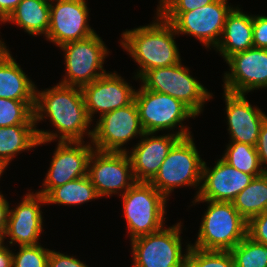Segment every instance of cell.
I'll list each match as a JSON object with an SVG mask.
<instances>
[{"label":"cell","mask_w":267,"mask_h":267,"mask_svg":"<svg viewBox=\"0 0 267 267\" xmlns=\"http://www.w3.org/2000/svg\"><path fill=\"white\" fill-rule=\"evenodd\" d=\"M47 117L57 132L36 129L38 145L52 142L57 138L58 141L65 142L84 141L86 134L91 141L93 129L89 128L92 121L88 117L80 87L57 83L49 89H36L35 125Z\"/></svg>","instance_id":"6da1fadb"},{"label":"cell","mask_w":267,"mask_h":267,"mask_svg":"<svg viewBox=\"0 0 267 267\" xmlns=\"http://www.w3.org/2000/svg\"><path fill=\"white\" fill-rule=\"evenodd\" d=\"M156 20L149 25L127 30L121 35L120 45L139 65L135 79H140L148 70L168 67L181 62L176 45V33L172 24L158 12Z\"/></svg>","instance_id":"7a4b0ae2"},{"label":"cell","mask_w":267,"mask_h":267,"mask_svg":"<svg viewBox=\"0 0 267 267\" xmlns=\"http://www.w3.org/2000/svg\"><path fill=\"white\" fill-rule=\"evenodd\" d=\"M207 202L208 207L202 216L198 237L190 246L203 250L230 251L247 236L246 221L232 202L193 200Z\"/></svg>","instance_id":"3957f363"},{"label":"cell","mask_w":267,"mask_h":267,"mask_svg":"<svg viewBox=\"0 0 267 267\" xmlns=\"http://www.w3.org/2000/svg\"><path fill=\"white\" fill-rule=\"evenodd\" d=\"M193 140V135L180 138L150 181L167 199L174 189L182 186L198 189L194 198L199 194L204 161Z\"/></svg>","instance_id":"277c9868"},{"label":"cell","mask_w":267,"mask_h":267,"mask_svg":"<svg viewBox=\"0 0 267 267\" xmlns=\"http://www.w3.org/2000/svg\"><path fill=\"white\" fill-rule=\"evenodd\" d=\"M120 197L130 240L164 228L168 199L150 182H136Z\"/></svg>","instance_id":"5b68a950"},{"label":"cell","mask_w":267,"mask_h":267,"mask_svg":"<svg viewBox=\"0 0 267 267\" xmlns=\"http://www.w3.org/2000/svg\"><path fill=\"white\" fill-rule=\"evenodd\" d=\"M134 101L145 132L174 131L178 127V131L173 133L181 138L192 135L190 127L182 122L190 117L195 118L196 115L180 100L168 94L147 90L141 85L136 90Z\"/></svg>","instance_id":"8992f818"},{"label":"cell","mask_w":267,"mask_h":267,"mask_svg":"<svg viewBox=\"0 0 267 267\" xmlns=\"http://www.w3.org/2000/svg\"><path fill=\"white\" fill-rule=\"evenodd\" d=\"M139 80L147 90L168 94L180 100L197 117L202 113L205 102L213 97V93L193 78L189 68L182 65V62L150 69Z\"/></svg>","instance_id":"52a82bcc"},{"label":"cell","mask_w":267,"mask_h":267,"mask_svg":"<svg viewBox=\"0 0 267 267\" xmlns=\"http://www.w3.org/2000/svg\"><path fill=\"white\" fill-rule=\"evenodd\" d=\"M181 221L131 241L133 267H185Z\"/></svg>","instance_id":"ba28073f"},{"label":"cell","mask_w":267,"mask_h":267,"mask_svg":"<svg viewBox=\"0 0 267 267\" xmlns=\"http://www.w3.org/2000/svg\"><path fill=\"white\" fill-rule=\"evenodd\" d=\"M228 0H215L211 4L201 6L183 13H159L170 22L178 34L194 36L206 48L215 49L222 37L228 14L234 8Z\"/></svg>","instance_id":"9c48e42d"},{"label":"cell","mask_w":267,"mask_h":267,"mask_svg":"<svg viewBox=\"0 0 267 267\" xmlns=\"http://www.w3.org/2000/svg\"><path fill=\"white\" fill-rule=\"evenodd\" d=\"M64 51L66 73L59 82L67 86L82 87L105 75L103 68L109 51L98 34L60 46Z\"/></svg>","instance_id":"30bf717a"},{"label":"cell","mask_w":267,"mask_h":267,"mask_svg":"<svg viewBox=\"0 0 267 267\" xmlns=\"http://www.w3.org/2000/svg\"><path fill=\"white\" fill-rule=\"evenodd\" d=\"M145 133L133 101L127 106L103 114L93 128L91 143L94 149L105 152H127L125 143Z\"/></svg>","instance_id":"8fae6325"},{"label":"cell","mask_w":267,"mask_h":267,"mask_svg":"<svg viewBox=\"0 0 267 267\" xmlns=\"http://www.w3.org/2000/svg\"><path fill=\"white\" fill-rule=\"evenodd\" d=\"M87 176L100 198L112 194L121 196L136 183L127 152L94 149L89 158Z\"/></svg>","instance_id":"7c38bea8"},{"label":"cell","mask_w":267,"mask_h":267,"mask_svg":"<svg viewBox=\"0 0 267 267\" xmlns=\"http://www.w3.org/2000/svg\"><path fill=\"white\" fill-rule=\"evenodd\" d=\"M86 0H58L50 4L47 40L58 47L86 39L96 33L88 24Z\"/></svg>","instance_id":"4fadbf2b"},{"label":"cell","mask_w":267,"mask_h":267,"mask_svg":"<svg viewBox=\"0 0 267 267\" xmlns=\"http://www.w3.org/2000/svg\"><path fill=\"white\" fill-rule=\"evenodd\" d=\"M85 141H58L50 167L43 180L42 190L37 194L45 196L52 188L87 176L89 158L94 150L92 143Z\"/></svg>","instance_id":"5bb4252c"},{"label":"cell","mask_w":267,"mask_h":267,"mask_svg":"<svg viewBox=\"0 0 267 267\" xmlns=\"http://www.w3.org/2000/svg\"><path fill=\"white\" fill-rule=\"evenodd\" d=\"M229 70L224 74V91L247 94L267 88V49L250 48L228 57Z\"/></svg>","instance_id":"9a60e30c"},{"label":"cell","mask_w":267,"mask_h":267,"mask_svg":"<svg viewBox=\"0 0 267 267\" xmlns=\"http://www.w3.org/2000/svg\"><path fill=\"white\" fill-rule=\"evenodd\" d=\"M117 72L106 73L99 79L81 87L88 117L93 122L94 114H103L131 104L136 90Z\"/></svg>","instance_id":"2e32d148"},{"label":"cell","mask_w":267,"mask_h":267,"mask_svg":"<svg viewBox=\"0 0 267 267\" xmlns=\"http://www.w3.org/2000/svg\"><path fill=\"white\" fill-rule=\"evenodd\" d=\"M45 197L36 192H29L14 209H10L8 224L3 234V241L10 238L9 245L19 246L40 244L43 230L41 205H45Z\"/></svg>","instance_id":"e0dca14e"},{"label":"cell","mask_w":267,"mask_h":267,"mask_svg":"<svg viewBox=\"0 0 267 267\" xmlns=\"http://www.w3.org/2000/svg\"><path fill=\"white\" fill-rule=\"evenodd\" d=\"M215 163L213 168H209L206 162H203L202 184L194 200L232 202L254 179L253 175L237 170L222 158Z\"/></svg>","instance_id":"ac0fdd59"},{"label":"cell","mask_w":267,"mask_h":267,"mask_svg":"<svg viewBox=\"0 0 267 267\" xmlns=\"http://www.w3.org/2000/svg\"><path fill=\"white\" fill-rule=\"evenodd\" d=\"M155 134L145 132L130 153L127 151L136 182H150L174 144L181 138L171 132L159 136H154Z\"/></svg>","instance_id":"d6986e66"},{"label":"cell","mask_w":267,"mask_h":267,"mask_svg":"<svg viewBox=\"0 0 267 267\" xmlns=\"http://www.w3.org/2000/svg\"><path fill=\"white\" fill-rule=\"evenodd\" d=\"M226 119L230 142H240L256 146L262 123L267 118L265 112L252 106L245 94L224 91Z\"/></svg>","instance_id":"ffe728a7"},{"label":"cell","mask_w":267,"mask_h":267,"mask_svg":"<svg viewBox=\"0 0 267 267\" xmlns=\"http://www.w3.org/2000/svg\"><path fill=\"white\" fill-rule=\"evenodd\" d=\"M15 60L1 38L0 98L25 101L34 110L37 87Z\"/></svg>","instance_id":"44dd1931"},{"label":"cell","mask_w":267,"mask_h":267,"mask_svg":"<svg viewBox=\"0 0 267 267\" xmlns=\"http://www.w3.org/2000/svg\"><path fill=\"white\" fill-rule=\"evenodd\" d=\"M253 15L245 14L241 8L234 7L228 14L222 37L215 50L226 60L235 53L254 47Z\"/></svg>","instance_id":"7402d4cb"},{"label":"cell","mask_w":267,"mask_h":267,"mask_svg":"<svg viewBox=\"0 0 267 267\" xmlns=\"http://www.w3.org/2000/svg\"><path fill=\"white\" fill-rule=\"evenodd\" d=\"M50 4L41 0H21L3 23H14L30 35L45 37L49 28Z\"/></svg>","instance_id":"603a6c76"},{"label":"cell","mask_w":267,"mask_h":267,"mask_svg":"<svg viewBox=\"0 0 267 267\" xmlns=\"http://www.w3.org/2000/svg\"><path fill=\"white\" fill-rule=\"evenodd\" d=\"M36 127V125L0 127V162L8 166L20 152L39 146Z\"/></svg>","instance_id":"cb8c5ba5"},{"label":"cell","mask_w":267,"mask_h":267,"mask_svg":"<svg viewBox=\"0 0 267 267\" xmlns=\"http://www.w3.org/2000/svg\"><path fill=\"white\" fill-rule=\"evenodd\" d=\"M46 204L81 205L100 198L88 176L52 188L45 196Z\"/></svg>","instance_id":"d4e9b609"},{"label":"cell","mask_w":267,"mask_h":267,"mask_svg":"<svg viewBox=\"0 0 267 267\" xmlns=\"http://www.w3.org/2000/svg\"><path fill=\"white\" fill-rule=\"evenodd\" d=\"M239 214L249 221L267 210V172L254 177L232 201Z\"/></svg>","instance_id":"484cf974"},{"label":"cell","mask_w":267,"mask_h":267,"mask_svg":"<svg viewBox=\"0 0 267 267\" xmlns=\"http://www.w3.org/2000/svg\"><path fill=\"white\" fill-rule=\"evenodd\" d=\"M226 147L222 159L232 167L254 177L261 176L266 172L264 166L260 164L255 146L240 142H229Z\"/></svg>","instance_id":"4316f807"},{"label":"cell","mask_w":267,"mask_h":267,"mask_svg":"<svg viewBox=\"0 0 267 267\" xmlns=\"http://www.w3.org/2000/svg\"><path fill=\"white\" fill-rule=\"evenodd\" d=\"M235 267H267V245L248 235L230 250Z\"/></svg>","instance_id":"83f0119b"},{"label":"cell","mask_w":267,"mask_h":267,"mask_svg":"<svg viewBox=\"0 0 267 267\" xmlns=\"http://www.w3.org/2000/svg\"><path fill=\"white\" fill-rule=\"evenodd\" d=\"M185 267H235L230 251L203 250L187 244Z\"/></svg>","instance_id":"f1b7e54d"},{"label":"cell","mask_w":267,"mask_h":267,"mask_svg":"<svg viewBox=\"0 0 267 267\" xmlns=\"http://www.w3.org/2000/svg\"><path fill=\"white\" fill-rule=\"evenodd\" d=\"M35 125L34 110L25 101L0 98V127Z\"/></svg>","instance_id":"f546056e"},{"label":"cell","mask_w":267,"mask_h":267,"mask_svg":"<svg viewBox=\"0 0 267 267\" xmlns=\"http://www.w3.org/2000/svg\"><path fill=\"white\" fill-rule=\"evenodd\" d=\"M19 247V252H12V267H47L50 249L40 244Z\"/></svg>","instance_id":"4dcf8cb0"},{"label":"cell","mask_w":267,"mask_h":267,"mask_svg":"<svg viewBox=\"0 0 267 267\" xmlns=\"http://www.w3.org/2000/svg\"><path fill=\"white\" fill-rule=\"evenodd\" d=\"M215 0H167L157 9L158 13H183L211 4Z\"/></svg>","instance_id":"1f68e13d"},{"label":"cell","mask_w":267,"mask_h":267,"mask_svg":"<svg viewBox=\"0 0 267 267\" xmlns=\"http://www.w3.org/2000/svg\"><path fill=\"white\" fill-rule=\"evenodd\" d=\"M247 235L254 241L267 245V210L248 221Z\"/></svg>","instance_id":"d6a6232c"},{"label":"cell","mask_w":267,"mask_h":267,"mask_svg":"<svg viewBox=\"0 0 267 267\" xmlns=\"http://www.w3.org/2000/svg\"><path fill=\"white\" fill-rule=\"evenodd\" d=\"M252 37L255 48L267 49V16L253 15Z\"/></svg>","instance_id":"836d02e7"},{"label":"cell","mask_w":267,"mask_h":267,"mask_svg":"<svg viewBox=\"0 0 267 267\" xmlns=\"http://www.w3.org/2000/svg\"><path fill=\"white\" fill-rule=\"evenodd\" d=\"M47 267H89L74 256L50 250Z\"/></svg>","instance_id":"e575fe53"},{"label":"cell","mask_w":267,"mask_h":267,"mask_svg":"<svg viewBox=\"0 0 267 267\" xmlns=\"http://www.w3.org/2000/svg\"><path fill=\"white\" fill-rule=\"evenodd\" d=\"M255 148L259 156L260 164L261 166L266 165L264 166V170L267 172V118L261 125Z\"/></svg>","instance_id":"d590c367"},{"label":"cell","mask_w":267,"mask_h":267,"mask_svg":"<svg viewBox=\"0 0 267 267\" xmlns=\"http://www.w3.org/2000/svg\"><path fill=\"white\" fill-rule=\"evenodd\" d=\"M10 212L9 202L0 193V232L4 234L8 224V217Z\"/></svg>","instance_id":"8d00e7d4"},{"label":"cell","mask_w":267,"mask_h":267,"mask_svg":"<svg viewBox=\"0 0 267 267\" xmlns=\"http://www.w3.org/2000/svg\"><path fill=\"white\" fill-rule=\"evenodd\" d=\"M21 0H0V22H4Z\"/></svg>","instance_id":"74e56055"},{"label":"cell","mask_w":267,"mask_h":267,"mask_svg":"<svg viewBox=\"0 0 267 267\" xmlns=\"http://www.w3.org/2000/svg\"><path fill=\"white\" fill-rule=\"evenodd\" d=\"M3 244L0 245V267H12L13 256L12 250L8 246Z\"/></svg>","instance_id":"f35d334b"},{"label":"cell","mask_w":267,"mask_h":267,"mask_svg":"<svg viewBox=\"0 0 267 267\" xmlns=\"http://www.w3.org/2000/svg\"><path fill=\"white\" fill-rule=\"evenodd\" d=\"M6 168H7V166H6L4 163L0 162V178H1L3 172H4V170H5ZM0 193H1V192H0Z\"/></svg>","instance_id":"ab89813d"},{"label":"cell","mask_w":267,"mask_h":267,"mask_svg":"<svg viewBox=\"0 0 267 267\" xmlns=\"http://www.w3.org/2000/svg\"><path fill=\"white\" fill-rule=\"evenodd\" d=\"M167 0H159V5L157 6V9L162 6Z\"/></svg>","instance_id":"60d3db41"},{"label":"cell","mask_w":267,"mask_h":267,"mask_svg":"<svg viewBox=\"0 0 267 267\" xmlns=\"http://www.w3.org/2000/svg\"><path fill=\"white\" fill-rule=\"evenodd\" d=\"M41 1H44V2L49 3V4H52L53 2H56L58 0H41Z\"/></svg>","instance_id":"b9f144b4"},{"label":"cell","mask_w":267,"mask_h":267,"mask_svg":"<svg viewBox=\"0 0 267 267\" xmlns=\"http://www.w3.org/2000/svg\"><path fill=\"white\" fill-rule=\"evenodd\" d=\"M4 241H3V234L0 232V245L3 244Z\"/></svg>","instance_id":"7bdbcfd3"}]
</instances>
